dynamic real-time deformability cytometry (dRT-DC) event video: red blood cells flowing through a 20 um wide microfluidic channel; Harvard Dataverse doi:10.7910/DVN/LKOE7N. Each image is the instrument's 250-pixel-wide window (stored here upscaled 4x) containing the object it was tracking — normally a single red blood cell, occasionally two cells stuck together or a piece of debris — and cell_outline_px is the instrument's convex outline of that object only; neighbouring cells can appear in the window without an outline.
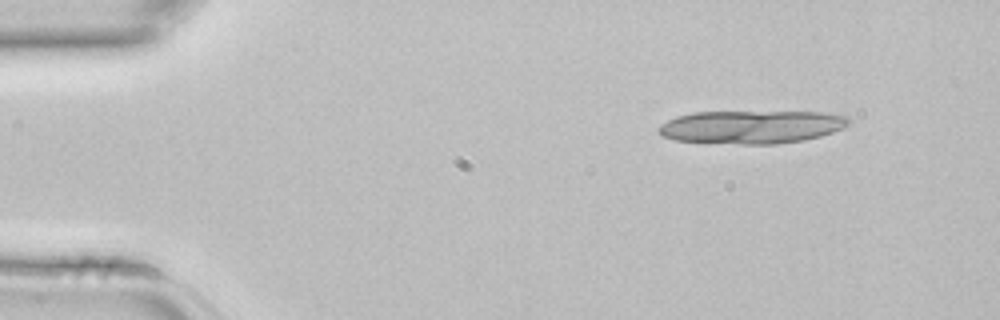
{"species": "common noctule bat (a hibernating species)", "species_latin": "Nyctalus noctula", "temperature_condition": "room temperature", "stored_images_in_passage": 4, "camera_frame_rate_fps": 3000, "um_per_image_px": 0.085, "animal": {"sex": "female", "body_mass_g": 22.7, "forearm_length_mm": 54.2}, "frame": {"image": 1, "passage_image": 1, "time_ms": 0.0, "image_size_px": [1000, 320], "cell_outline_px": [[852, 120], [848, 124], [832, 132], [820, 136], [804, 140], [776, 144], [744, 144], [676, 140], [660, 136], [656, 132], [656, 128], [660, 124], [676, 116], [692, 112], [824, 112], [848, 116]], "centroid_in_image_um": [63.84, 10.78], "position_along_channel_um": 21.2, "area_um2": 36.82}}